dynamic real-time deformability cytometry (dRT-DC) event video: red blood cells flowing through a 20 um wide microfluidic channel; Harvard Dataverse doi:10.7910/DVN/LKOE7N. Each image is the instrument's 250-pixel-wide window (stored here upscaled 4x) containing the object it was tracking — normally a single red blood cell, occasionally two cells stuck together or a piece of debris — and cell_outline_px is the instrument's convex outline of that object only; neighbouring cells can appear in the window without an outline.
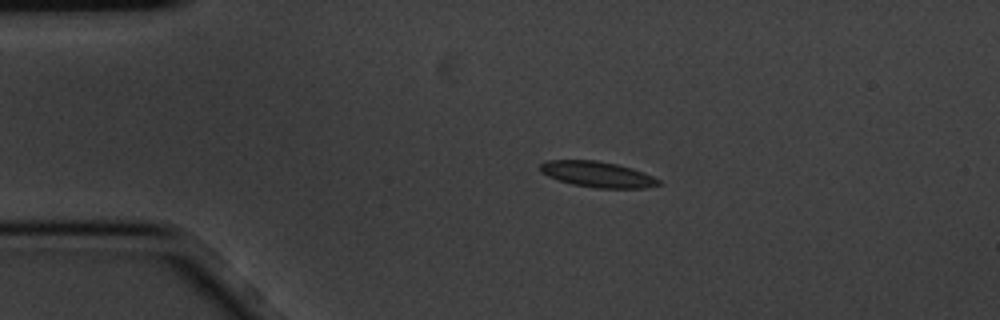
{"species": "common noctule bat (a hibernating species)", "species_latin": "Nyctalus noctula", "temperature_condition": "cold", "stored_images_in_passage": 6, "camera_frame_rate_fps": 3000, "um_per_image_px": 0.085, "animal": {"sex": "male", "body_mass_g": 20.1, "forearm_length_mm": 53.5}, "frame": {"image": 1, "passage_image": 3, "time_ms": 0.667, "image_size_px": [1000, 320], "cell_outline_px": [[660, 184], [644, 188], [596, 188], [572, 184], [548, 176], [540, 172], [540, 164], [548, 160], [596, 160], [616, 164], [632, 168], [644, 172], [660, 180]], "centroid_in_image_um": [50.78, 14.81], "position_along_channel_um": 34.2, "area_um2": 17.69}}